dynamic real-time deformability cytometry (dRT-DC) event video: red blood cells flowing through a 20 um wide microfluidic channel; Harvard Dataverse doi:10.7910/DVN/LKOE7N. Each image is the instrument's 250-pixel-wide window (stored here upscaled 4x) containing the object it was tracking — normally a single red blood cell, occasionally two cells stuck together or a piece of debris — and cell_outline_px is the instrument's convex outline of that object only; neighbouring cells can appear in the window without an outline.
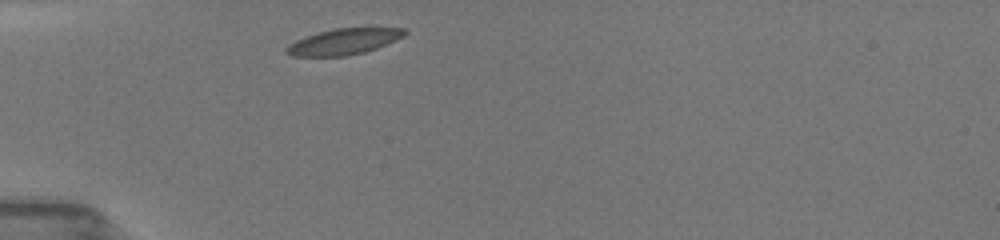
{"species": "common noctule bat (a hibernating species)", "species_latin": "Nyctalus noctula", "temperature_condition": "room temperature", "stored_images_in_passage": 1, "camera_frame_rate_fps": 3000, "um_per_image_px": 0.085, "animal": {"sex": "female", "body_mass_g": 19.5, "forearm_length_mm": 54.1}, "frame": {"image": 1, "passage_image": 1, "time_ms": 0.0, "image_size_px": [1000, 240], "cell_outline_px": [[408, 32], [404, 36], [396, 40], [376, 48], [364, 52], [344, 56], [292, 56], [284, 52], [284, 48], [288, 44], [304, 36], [336, 28], [404, 28]], "centroid_in_image_um": [29.18, 3.54], "position_along_channel_um": 55.8, "area_um2": 17.86}}